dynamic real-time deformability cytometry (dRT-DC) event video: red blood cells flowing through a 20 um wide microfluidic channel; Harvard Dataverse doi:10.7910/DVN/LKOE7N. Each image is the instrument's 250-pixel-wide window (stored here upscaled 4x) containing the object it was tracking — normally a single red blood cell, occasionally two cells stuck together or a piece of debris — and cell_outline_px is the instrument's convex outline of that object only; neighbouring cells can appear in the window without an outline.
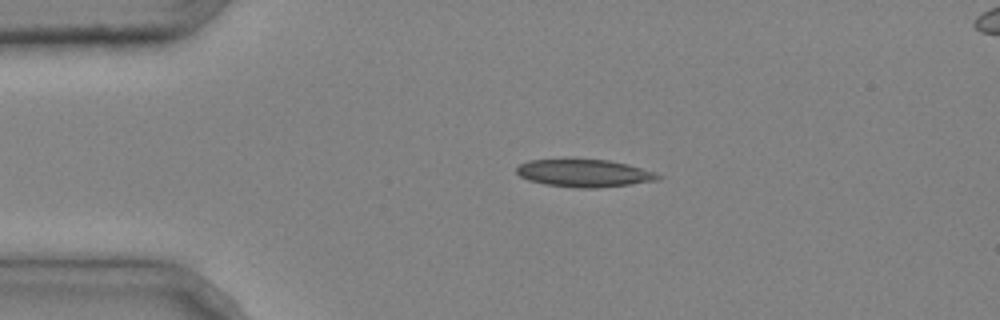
{"species": "common noctule bat (a hibernating species)", "species_latin": "Nyctalus noctula", "temperature_condition": "cold", "stored_images_in_passage": 3, "segment_of_instrument_passage": [1, 2], "camera_frame_rate_fps": 3000, "um_per_image_px": 0.085, "animal": {"sex": "male", "body_mass_g": 20.4}, "frame": {"image": 1, "passage_image": 1, "time_ms": 0.0, "image_size_px": [1000, 320], "cell_outline_px": [[664, 176], [656, 180], [628, 184], [596, 188], [576, 188], [544, 184], [528, 180], [520, 176], [516, 172], [516, 168], [520, 164], [528, 160], [564, 156], [572, 156], [608, 160], [628, 164], [656, 172]], "centroid_in_image_um": [49.59, 14.66], "position_along_channel_um": 35.4, "area_um2": 23.81}}